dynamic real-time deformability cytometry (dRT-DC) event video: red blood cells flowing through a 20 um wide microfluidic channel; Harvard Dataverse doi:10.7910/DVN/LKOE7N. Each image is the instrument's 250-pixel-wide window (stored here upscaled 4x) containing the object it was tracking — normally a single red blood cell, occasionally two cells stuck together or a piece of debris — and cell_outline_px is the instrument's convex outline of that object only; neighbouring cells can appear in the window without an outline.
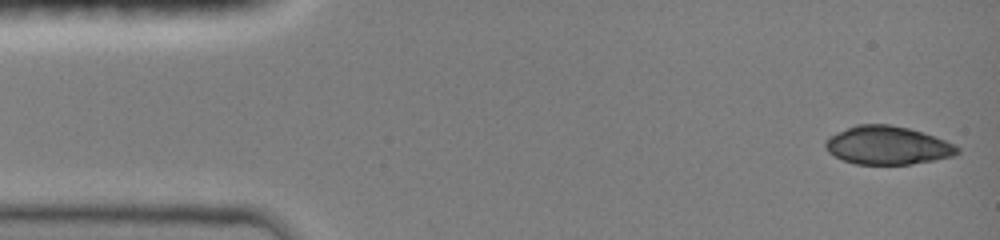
{"species": "common noctule bat (a hibernating species)", "species_latin": "Nyctalus noctula", "temperature_condition": "room temperature", "stored_images_in_passage": 46, "camera_frame_rate_fps": 3000, "um_per_image_px": 0.085, "animal": {"sex": "female", "body_mass_g": 19.0, "forearm_length_mm": 51.5}, "frame": {"image": 1, "passage_image": 1, "time_ms": 0.0, "image_size_px": [1000, 240], "cell_outline_px": [[960, 152], [952, 156], [912, 164], [856, 164], [844, 160], [828, 152], [824, 144], [824, 140], [836, 132], [856, 124], [888, 124], [908, 128], [924, 132], [956, 144], [960, 148]], "centroid_in_image_um": [75.44, 12.34], "position_along_channel_um": 9.6, "area_um2": 29.54}}
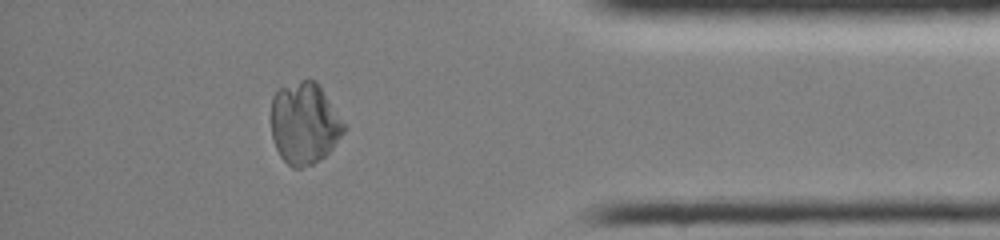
{"frame": {"image": 2, "passage_image": 40, "time_ms": 13.0, "image_size_px": [1000, 240], "cell_outline_px": [[344, 132], [332, 148], [324, 156], [312, 164], [300, 168], [292, 168], [280, 156], [276, 148], [272, 136], [272, 96], [276, 88], [300, 80], [316, 80], [344, 124]], "centroid_in_image_um": [25.84, 10.47], "position_along_channel_um": 409.4, "area_um2": 34.33}}